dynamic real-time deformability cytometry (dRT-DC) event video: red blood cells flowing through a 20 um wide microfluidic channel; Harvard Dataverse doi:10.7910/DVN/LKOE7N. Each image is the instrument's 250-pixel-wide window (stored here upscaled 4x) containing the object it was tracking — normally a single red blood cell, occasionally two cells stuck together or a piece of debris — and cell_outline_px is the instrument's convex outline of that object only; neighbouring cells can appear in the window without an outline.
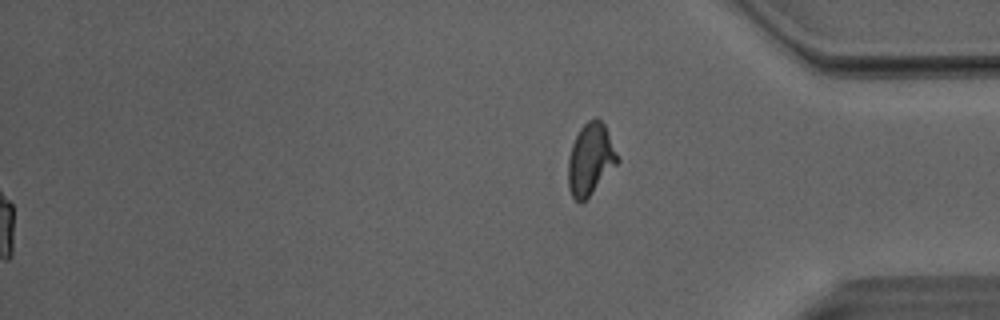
{"species": "Egyptian fruit bat (a non-hibernating species)", "species_latin": "Rousettus aegyptiacus", "temperature_condition": "room temperature", "stored_images_in_passage": 49, "segment_of_instrument_passage": [2, 2], "camera_frame_rate_fps": 3000, "um_per_image_px": 0.085, "animal": {"sex": "male"}, "frame": {"image": 1, "passage_image": 49, "time_ms": 16.0, "image_size_px": [1000, 320], "cell_outline_px": [[620, 160], [588, 196], [580, 204], [572, 196], [568, 188], [568, 160], [572, 144], [580, 128], [588, 120], [596, 116], [604, 124]], "centroid_in_image_um": [50.17, 13.51], "position_along_channel_um": 385.0, "area_um2": 20.23}}